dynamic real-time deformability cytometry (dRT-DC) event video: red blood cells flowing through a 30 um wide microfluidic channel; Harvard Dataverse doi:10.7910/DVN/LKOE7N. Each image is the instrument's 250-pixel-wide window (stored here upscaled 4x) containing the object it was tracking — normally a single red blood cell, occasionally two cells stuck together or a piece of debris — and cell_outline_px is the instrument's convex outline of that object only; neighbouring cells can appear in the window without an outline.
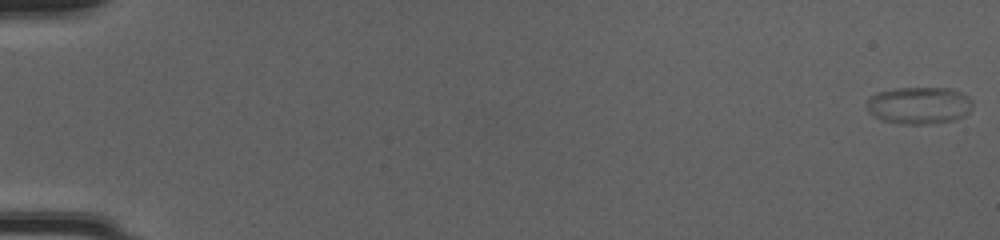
{"species": "common noctule bat (a hibernating species)", "species_latin": "Nyctalus noctula", "temperature_condition": "cold", "stored_images_in_passage": 53, "camera_frame_rate_fps": 3000, "um_per_image_px": 0.085, "animal": {"sex": "female", "body_mass_g": 20.0, "forearm_length_mm": 54.0}, "frame": {"image": 1, "passage_image": 1, "time_ms": 0.0, "image_size_px": [1000, 240], "cell_outline_px": [[972, 108], [964, 116], [956, 120], [928, 124], [900, 124], [880, 120], [872, 116], [868, 112], [864, 104], [868, 96], [876, 92], [892, 88], [952, 88], [968, 96], [972, 100]], "centroid_in_image_um": [78.06, 8.96], "position_along_channel_um": 6.9, "area_um2": 23.58}}
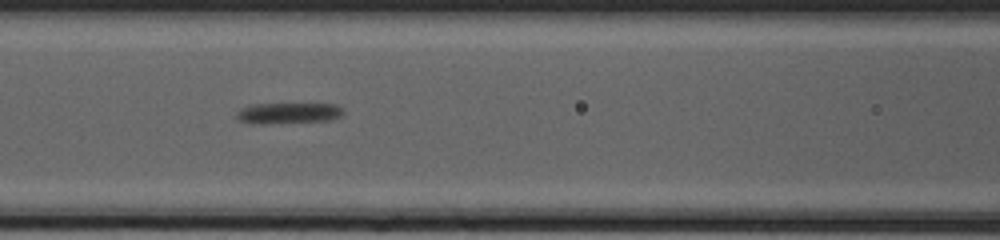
{"frame": {"image": 2, "passage_image": 26, "time_ms": 8.333, "image_size_px": [1000, 240], "cell_outline_px": [[344, 112], [340, 116], [332, 120], [264, 124], [252, 124], [236, 120], [236, 112], [240, 108], [248, 104], [336, 104], [344, 108]], "centroid_in_image_um": [24.46, 9.62], "position_along_channel_um": 142.1, "area_um2": 13.35}}
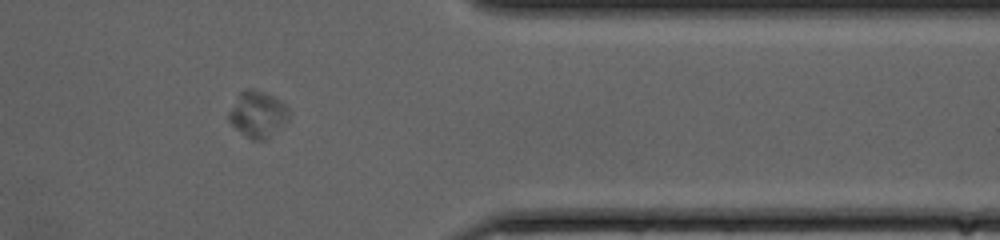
{"frame": {"image": 3, "passage_image": 46, "time_ms": 15.0, "image_size_px": [1000, 240], "cell_outline_px": [[292, 112], [288, 120], [264, 140], [252, 140], [236, 128], [228, 120], [228, 112], [240, 92], [244, 88], [252, 88], [264, 92], [280, 100]], "centroid_in_image_um": [21.91, 9.68], "position_along_channel_um": 389.5, "area_um2": 16.07}}